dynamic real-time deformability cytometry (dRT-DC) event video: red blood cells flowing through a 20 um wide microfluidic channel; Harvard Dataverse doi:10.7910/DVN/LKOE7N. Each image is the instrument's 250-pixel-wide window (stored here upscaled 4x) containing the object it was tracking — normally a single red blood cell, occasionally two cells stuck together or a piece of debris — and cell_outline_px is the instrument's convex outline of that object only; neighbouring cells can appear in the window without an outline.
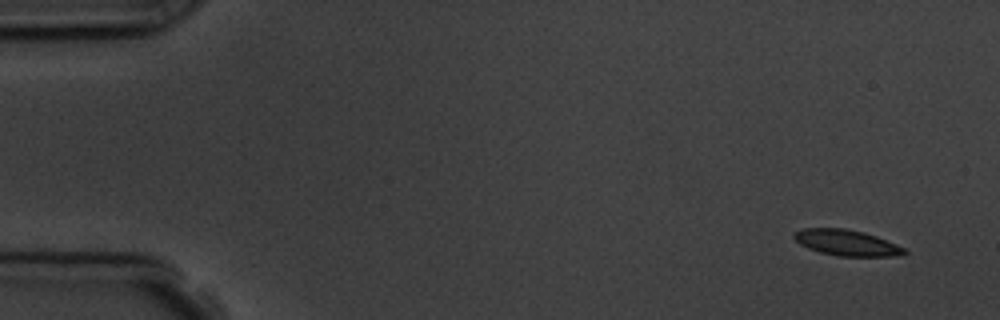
{"species": "common noctule bat (a hibernating species)", "species_latin": "Nyctalus noctula", "temperature_condition": "room temperature", "stored_images_in_passage": 4, "camera_frame_rate_fps": 3000, "um_per_image_px": 0.085, "animal": {"sex": "male", "body_mass_g": 19.5, "forearm_length_mm": 54.6}, "frame": {"image": 1, "passage_image": 1, "time_ms": 0.0, "image_size_px": [1000, 320], "cell_outline_px": [[908, 252], [904, 256], [836, 256], [820, 252], [808, 248], [800, 244], [792, 236], [792, 232], [800, 228], [844, 228], [864, 232], [876, 236], [896, 244], [904, 248]], "centroid_in_image_um": [71.95, 20.63], "position_along_channel_um": 13.1, "area_um2": 16.82}}
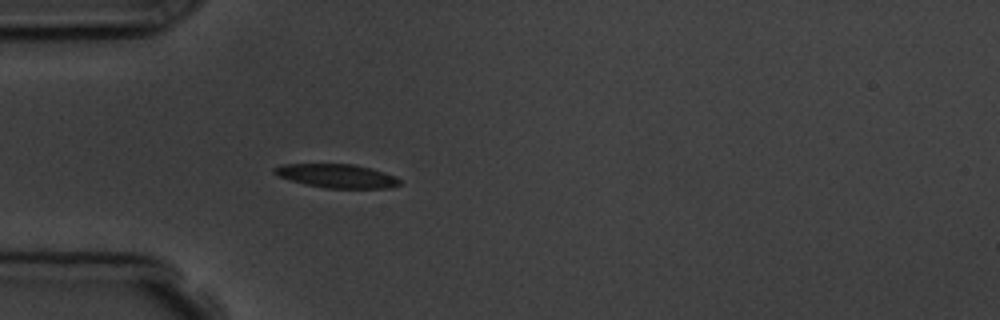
{"frame": {"image": 2, "passage_image": 4, "time_ms": 4.333, "image_size_px": [1000, 320], "cell_outline_px": [[400, 184], [388, 188], [328, 188], [304, 184], [280, 176], [272, 172], [272, 168], [284, 164], [352, 164], [384, 172], [396, 176], [400, 180]], "centroid_in_image_um": [28.63, 14.95], "position_along_channel_um": 56.4, "area_um2": 17.11}}